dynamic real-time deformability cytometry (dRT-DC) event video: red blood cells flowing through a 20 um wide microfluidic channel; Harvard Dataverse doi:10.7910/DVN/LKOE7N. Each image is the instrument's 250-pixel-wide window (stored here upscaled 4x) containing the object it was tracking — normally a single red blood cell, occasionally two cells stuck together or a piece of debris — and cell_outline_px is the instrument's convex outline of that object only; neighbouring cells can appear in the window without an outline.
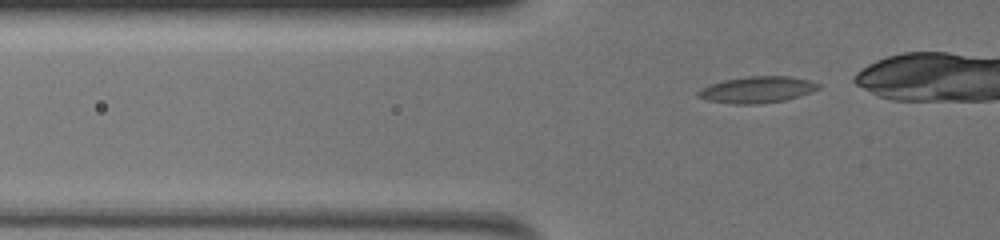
{"species": "common noctule bat (a hibernating species)", "species_latin": "Nyctalus noctula", "temperature_condition": "warm", "stored_images_in_passage": 44, "camera_frame_rate_fps": 3000, "um_per_image_px": 0.085, "animal": {"sex": "female", "body_mass_g": 19.5, "forearm_length_mm": 54.1}, "frame": {"image": 1, "passage_image": 10, "time_ms": 3.0, "image_size_px": [1000, 240], "cell_outline_px": [[820, 88], [812, 92], [800, 96], [784, 100], [756, 104], [732, 104], [708, 100], [696, 96], [696, 92], [700, 88], [724, 80], [748, 76], [788, 76], [808, 80], [820, 84]], "centroid_in_image_um": [64.35, 7.62], "position_along_channel_um": 61.5, "area_um2": 18.5}}
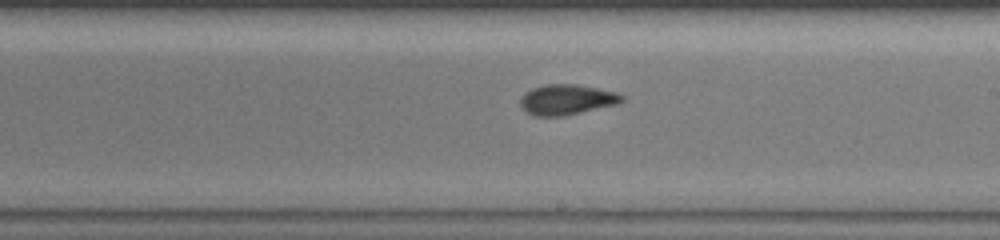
{"frame": {"image": 2, "passage_image": 28, "time_ms": 9.0, "image_size_px": [1000, 240], "cell_outline_px": [[624, 100], [620, 104], [564, 116], [532, 116], [520, 104], [520, 100], [532, 88], [544, 84], [576, 84], [616, 92], [624, 96]], "centroid_in_image_um": [48.23, 8.47], "position_along_channel_um": 240.8, "area_um2": 17.92}}
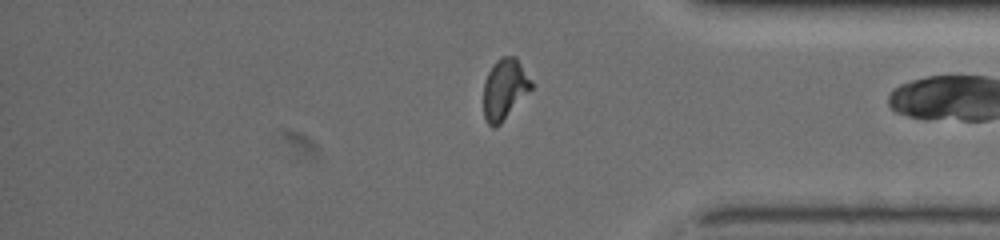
{"frame": {"image": 3, "passage_image": 43, "time_ms": 14.0, "image_size_px": [1000, 240], "cell_outline_px": [[532, 88], [500, 124], [496, 128], [492, 128], [488, 124], [484, 116], [484, 84], [488, 72], [492, 64], [496, 60], [504, 56], [516, 56], [532, 80]], "centroid_in_image_um": [42.89, 7.56], "position_along_channel_um": 392.3, "area_um2": 16.88}}